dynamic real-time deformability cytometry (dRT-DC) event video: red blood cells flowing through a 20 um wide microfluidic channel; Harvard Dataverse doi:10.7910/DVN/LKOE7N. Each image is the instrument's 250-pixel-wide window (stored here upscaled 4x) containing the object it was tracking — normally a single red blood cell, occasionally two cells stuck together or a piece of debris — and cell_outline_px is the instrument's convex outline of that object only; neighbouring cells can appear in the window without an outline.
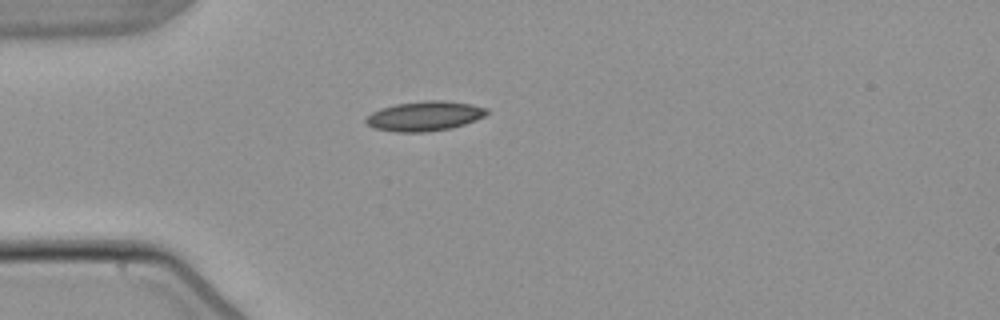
{"species": "common noctule bat (a hibernating species)", "species_latin": "Nyctalus noctula", "temperature_condition": "warm", "stored_images_in_passage": 1, "camera_frame_rate_fps": 3000, "um_per_image_px": 0.085, "animal": {"sex": "male", "body_mass_g": 21.5, "forearm_length_mm": 52.0}, "frame": {"image": 1, "passage_image": 1, "time_ms": 0.0, "image_size_px": [1000, 320], "cell_outline_px": [[488, 112], [484, 116], [476, 120], [452, 128], [424, 132], [396, 132], [372, 128], [364, 120], [372, 112], [380, 108], [396, 104], [428, 100], [444, 100], [472, 104], [488, 108]], "centroid_in_image_um": [36.1, 9.86], "position_along_channel_um": 48.9, "area_um2": 20.98}}